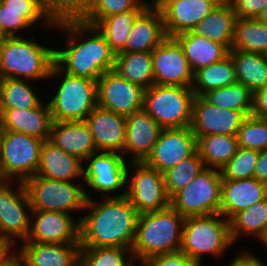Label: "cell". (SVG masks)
<instances>
[{
	"instance_id": "1",
	"label": "cell",
	"mask_w": 267,
	"mask_h": 266,
	"mask_svg": "<svg viewBox=\"0 0 267 266\" xmlns=\"http://www.w3.org/2000/svg\"><path fill=\"white\" fill-rule=\"evenodd\" d=\"M126 192L103 196L100 203L91 197L87 199L85 209H91L90 213L79 218L81 247L132 249L139 213L126 197Z\"/></svg>"
},
{
	"instance_id": "2",
	"label": "cell",
	"mask_w": 267,
	"mask_h": 266,
	"mask_svg": "<svg viewBox=\"0 0 267 266\" xmlns=\"http://www.w3.org/2000/svg\"><path fill=\"white\" fill-rule=\"evenodd\" d=\"M55 25L64 29L68 38L65 50L55 49V64L63 72L97 81L106 71L114 70L115 53L96 26L79 19L59 20ZM88 32L92 37L82 41Z\"/></svg>"
},
{
	"instance_id": "3",
	"label": "cell",
	"mask_w": 267,
	"mask_h": 266,
	"mask_svg": "<svg viewBox=\"0 0 267 266\" xmlns=\"http://www.w3.org/2000/svg\"><path fill=\"white\" fill-rule=\"evenodd\" d=\"M185 218L171 206L139 214L132 247L133 258L141 260L180 251Z\"/></svg>"
},
{
	"instance_id": "4",
	"label": "cell",
	"mask_w": 267,
	"mask_h": 266,
	"mask_svg": "<svg viewBox=\"0 0 267 266\" xmlns=\"http://www.w3.org/2000/svg\"><path fill=\"white\" fill-rule=\"evenodd\" d=\"M55 49L21 36L0 41V78L38 80L49 78Z\"/></svg>"
},
{
	"instance_id": "5",
	"label": "cell",
	"mask_w": 267,
	"mask_h": 266,
	"mask_svg": "<svg viewBox=\"0 0 267 266\" xmlns=\"http://www.w3.org/2000/svg\"><path fill=\"white\" fill-rule=\"evenodd\" d=\"M220 213L187 217L183 223L180 251L201 266L203 254L222 256L233 244L230 221Z\"/></svg>"
},
{
	"instance_id": "6",
	"label": "cell",
	"mask_w": 267,
	"mask_h": 266,
	"mask_svg": "<svg viewBox=\"0 0 267 266\" xmlns=\"http://www.w3.org/2000/svg\"><path fill=\"white\" fill-rule=\"evenodd\" d=\"M57 75L63 80L48 102L53 121H85L98 105L97 81L69 75L54 64L50 77Z\"/></svg>"
},
{
	"instance_id": "7",
	"label": "cell",
	"mask_w": 267,
	"mask_h": 266,
	"mask_svg": "<svg viewBox=\"0 0 267 266\" xmlns=\"http://www.w3.org/2000/svg\"><path fill=\"white\" fill-rule=\"evenodd\" d=\"M194 97L191 88L154 84L144 90L143 109L163 129L190 127Z\"/></svg>"
},
{
	"instance_id": "8",
	"label": "cell",
	"mask_w": 267,
	"mask_h": 266,
	"mask_svg": "<svg viewBox=\"0 0 267 266\" xmlns=\"http://www.w3.org/2000/svg\"><path fill=\"white\" fill-rule=\"evenodd\" d=\"M44 140L22 132L1 130L0 175L4 181L25 182L34 176L39 166ZM12 177V178H11ZM11 178V179H10Z\"/></svg>"
},
{
	"instance_id": "9",
	"label": "cell",
	"mask_w": 267,
	"mask_h": 266,
	"mask_svg": "<svg viewBox=\"0 0 267 266\" xmlns=\"http://www.w3.org/2000/svg\"><path fill=\"white\" fill-rule=\"evenodd\" d=\"M221 192V171L206 167L170 198V206L184 218L220 213Z\"/></svg>"
},
{
	"instance_id": "10",
	"label": "cell",
	"mask_w": 267,
	"mask_h": 266,
	"mask_svg": "<svg viewBox=\"0 0 267 266\" xmlns=\"http://www.w3.org/2000/svg\"><path fill=\"white\" fill-rule=\"evenodd\" d=\"M31 209L61 211L68 214L85 209L89 195L80 185L34 175L25 182Z\"/></svg>"
},
{
	"instance_id": "11",
	"label": "cell",
	"mask_w": 267,
	"mask_h": 266,
	"mask_svg": "<svg viewBox=\"0 0 267 266\" xmlns=\"http://www.w3.org/2000/svg\"><path fill=\"white\" fill-rule=\"evenodd\" d=\"M135 169L126 197L139 214L160 211L170 206L165 189L164 173L151 168L144 162H130Z\"/></svg>"
},
{
	"instance_id": "12",
	"label": "cell",
	"mask_w": 267,
	"mask_h": 266,
	"mask_svg": "<svg viewBox=\"0 0 267 266\" xmlns=\"http://www.w3.org/2000/svg\"><path fill=\"white\" fill-rule=\"evenodd\" d=\"M152 66L155 84L187 88L193 85L194 72L175 37L167 36L152 50Z\"/></svg>"
},
{
	"instance_id": "13",
	"label": "cell",
	"mask_w": 267,
	"mask_h": 266,
	"mask_svg": "<svg viewBox=\"0 0 267 266\" xmlns=\"http://www.w3.org/2000/svg\"><path fill=\"white\" fill-rule=\"evenodd\" d=\"M12 182L3 181L0 185V232L13 243L15 238L24 242L31 221L26 209H32L24 182L18 181L16 192L9 188Z\"/></svg>"
},
{
	"instance_id": "14",
	"label": "cell",
	"mask_w": 267,
	"mask_h": 266,
	"mask_svg": "<svg viewBox=\"0 0 267 266\" xmlns=\"http://www.w3.org/2000/svg\"><path fill=\"white\" fill-rule=\"evenodd\" d=\"M144 90L116 71H106L97 80L98 106L127 117L143 109Z\"/></svg>"
},
{
	"instance_id": "15",
	"label": "cell",
	"mask_w": 267,
	"mask_h": 266,
	"mask_svg": "<svg viewBox=\"0 0 267 266\" xmlns=\"http://www.w3.org/2000/svg\"><path fill=\"white\" fill-rule=\"evenodd\" d=\"M196 152L197 138L191 127L165 128L144 163L164 173Z\"/></svg>"
},
{
	"instance_id": "16",
	"label": "cell",
	"mask_w": 267,
	"mask_h": 266,
	"mask_svg": "<svg viewBox=\"0 0 267 266\" xmlns=\"http://www.w3.org/2000/svg\"><path fill=\"white\" fill-rule=\"evenodd\" d=\"M122 154L117 152H97L85 159L83 179L96 192L105 195L116 192L125 186L129 167Z\"/></svg>"
},
{
	"instance_id": "17",
	"label": "cell",
	"mask_w": 267,
	"mask_h": 266,
	"mask_svg": "<svg viewBox=\"0 0 267 266\" xmlns=\"http://www.w3.org/2000/svg\"><path fill=\"white\" fill-rule=\"evenodd\" d=\"M29 234L24 242L80 243V220L61 211L32 210Z\"/></svg>"
},
{
	"instance_id": "18",
	"label": "cell",
	"mask_w": 267,
	"mask_h": 266,
	"mask_svg": "<svg viewBox=\"0 0 267 266\" xmlns=\"http://www.w3.org/2000/svg\"><path fill=\"white\" fill-rule=\"evenodd\" d=\"M245 118L241 111L221 109L195 95L190 127L196 138L212 134L237 135Z\"/></svg>"
},
{
	"instance_id": "19",
	"label": "cell",
	"mask_w": 267,
	"mask_h": 266,
	"mask_svg": "<svg viewBox=\"0 0 267 266\" xmlns=\"http://www.w3.org/2000/svg\"><path fill=\"white\" fill-rule=\"evenodd\" d=\"M161 11L166 35L191 31L220 2L218 0H154Z\"/></svg>"
},
{
	"instance_id": "20",
	"label": "cell",
	"mask_w": 267,
	"mask_h": 266,
	"mask_svg": "<svg viewBox=\"0 0 267 266\" xmlns=\"http://www.w3.org/2000/svg\"><path fill=\"white\" fill-rule=\"evenodd\" d=\"M98 152L123 155L126 141V117L96 106L86 117Z\"/></svg>"
},
{
	"instance_id": "21",
	"label": "cell",
	"mask_w": 267,
	"mask_h": 266,
	"mask_svg": "<svg viewBox=\"0 0 267 266\" xmlns=\"http://www.w3.org/2000/svg\"><path fill=\"white\" fill-rule=\"evenodd\" d=\"M163 128L141 109L126 117L125 153L134 154L131 162H144L151 154Z\"/></svg>"
},
{
	"instance_id": "22",
	"label": "cell",
	"mask_w": 267,
	"mask_h": 266,
	"mask_svg": "<svg viewBox=\"0 0 267 266\" xmlns=\"http://www.w3.org/2000/svg\"><path fill=\"white\" fill-rule=\"evenodd\" d=\"M46 103V105L41 103L38 107L30 109L0 110L1 130L22 132L44 141L49 140L53 119L48 101Z\"/></svg>"
},
{
	"instance_id": "23",
	"label": "cell",
	"mask_w": 267,
	"mask_h": 266,
	"mask_svg": "<svg viewBox=\"0 0 267 266\" xmlns=\"http://www.w3.org/2000/svg\"><path fill=\"white\" fill-rule=\"evenodd\" d=\"M0 19L10 37L18 36L16 31L30 28L40 19L49 27L55 26L43 0H0Z\"/></svg>"
},
{
	"instance_id": "24",
	"label": "cell",
	"mask_w": 267,
	"mask_h": 266,
	"mask_svg": "<svg viewBox=\"0 0 267 266\" xmlns=\"http://www.w3.org/2000/svg\"><path fill=\"white\" fill-rule=\"evenodd\" d=\"M267 197V184L256 178L222 180L220 214L229 221Z\"/></svg>"
},
{
	"instance_id": "25",
	"label": "cell",
	"mask_w": 267,
	"mask_h": 266,
	"mask_svg": "<svg viewBox=\"0 0 267 266\" xmlns=\"http://www.w3.org/2000/svg\"><path fill=\"white\" fill-rule=\"evenodd\" d=\"M167 37L160 9L152 2L135 20L121 52H150Z\"/></svg>"
},
{
	"instance_id": "26",
	"label": "cell",
	"mask_w": 267,
	"mask_h": 266,
	"mask_svg": "<svg viewBox=\"0 0 267 266\" xmlns=\"http://www.w3.org/2000/svg\"><path fill=\"white\" fill-rule=\"evenodd\" d=\"M49 141L82 161L98 152L85 121H53Z\"/></svg>"
},
{
	"instance_id": "27",
	"label": "cell",
	"mask_w": 267,
	"mask_h": 266,
	"mask_svg": "<svg viewBox=\"0 0 267 266\" xmlns=\"http://www.w3.org/2000/svg\"><path fill=\"white\" fill-rule=\"evenodd\" d=\"M83 167L80 158L64 152L49 140H45L41 147L36 175L57 181L72 182L73 178L83 177Z\"/></svg>"
},
{
	"instance_id": "28",
	"label": "cell",
	"mask_w": 267,
	"mask_h": 266,
	"mask_svg": "<svg viewBox=\"0 0 267 266\" xmlns=\"http://www.w3.org/2000/svg\"><path fill=\"white\" fill-rule=\"evenodd\" d=\"M20 251L28 266H79L80 243L56 244L24 242Z\"/></svg>"
},
{
	"instance_id": "29",
	"label": "cell",
	"mask_w": 267,
	"mask_h": 266,
	"mask_svg": "<svg viewBox=\"0 0 267 266\" xmlns=\"http://www.w3.org/2000/svg\"><path fill=\"white\" fill-rule=\"evenodd\" d=\"M175 38L181 44L193 72L221 61L229 54V50L223 44L196 35L192 31L180 33Z\"/></svg>"
},
{
	"instance_id": "30",
	"label": "cell",
	"mask_w": 267,
	"mask_h": 266,
	"mask_svg": "<svg viewBox=\"0 0 267 266\" xmlns=\"http://www.w3.org/2000/svg\"><path fill=\"white\" fill-rule=\"evenodd\" d=\"M236 14L230 3H219L191 31L231 49Z\"/></svg>"
},
{
	"instance_id": "31",
	"label": "cell",
	"mask_w": 267,
	"mask_h": 266,
	"mask_svg": "<svg viewBox=\"0 0 267 266\" xmlns=\"http://www.w3.org/2000/svg\"><path fill=\"white\" fill-rule=\"evenodd\" d=\"M114 71L124 79L141 86L143 89H148L155 84L152 51L120 52L115 54Z\"/></svg>"
},
{
	"instance_id": "32",
	"label": "cell",
	"mask_w": 267,
	"mask_h": 266,
	"mask_svg": "<svg viewBox=\"0 0 267 266\" xmlns=\"http://www.w3.org/2000/svg\"><path fill=\"white\" fill-rule=\"evenodd\" d=\"M237 135L212 134L197 137V152L205 167L221 170L238 150Z\"/></svg>"
},
{
	"instance_id": "33",
	"label": "cell",
	"mask_w": 267,
	"mask_h": 266,
	"mask_svg": "<svg viewBox=\"0 0 267 266\" xmlns=\"http://www.w3.org/2000/svg\"><path fill=\"white\" fill-rule=\"evenodd\" d=\"M193 81L191 89L196 96L237 83L235 64L230 54L221 61L199 68L194 72Z\"/></svg>"
},
{
	"instance_id": "34",
	"label": "cell",
	"mask_w": 267,
	"mask_h": 266,
	"mask_svg": "<svg viewBox=\"0 0 267 266\" xmlns=\"http://www.w3.org/2000/svg\"><path fill=\"white\" fill-rule=\"evenodd\" d=\"M236 69L237 81L252 93L267 85V62L264 54L230 49Z\"/></svg>"
},
{
	"instance_id": "35",
	"label": "cell",
	"mask_w": 267,
	"mask_h": 266,
	"mask_svg": "<svg viewBox=\"0 0 267 266\" xmlns=\"http://www.w3.org/2000/svg\"><path fill=\"white\" fill-rule=\"evenodd\" d=\"M241 234L255 236L262 241L267 235V197L237 213L230 220L232 243ZM238 236V237H237Z\"/></svg>"
},
{
	"instance_id": "36",
	"label": "cell",
	"mask_w": 267,
	"mask_h": 266,
	"mask_svg": "<svg viewBox=\"0 0 267 266\" xmlns=\"http://www.w3.org/2000/svg\"><path fill=\"white\" fill-rule=\"evenodd\" d=\"M231 49L264 54L267 51V25L257 18H236Z\"/></svg>"
},
{
	"instance_id": "37",
	"label": "cell",
	"mask_w": 267,
	"mask_h": 266,
	"mask_svg": "<svg viewBox=\"0 0 267 266\" xmlns=\"http://www.w3.org/2000/svg\"><path fill=\"white\" fill-rule=\"evenodd\" d=\"M143 11L132 10L110 17H104L95 25L104 35L111 50L115 54L120 53L125 48L133 24Z\"/></svg>"
},
{
	"instance_id": "38",
	"label": "cell",
	"mask_w": 267,
	"mask_h": 266,
	"mask_svg": "<svg viewBox=\"0 0 267 266\" xmlns=\"http://www.w3.org/2000/svg\"><path fill=\"white\" fill-rule=\"evenodd\" d=\"M28 82L17 78H0V110L38 107L42 102Z\"/></svg>"
},
{
	"instance_id": "39",
	"label": "cell",
	"mask_w": 267,
	"mask_h": 266,
	"mask_svg": "<svg viewBox=\"0 0 267 266\" xmlns=\"http://www.w3.org/2000/svg\"><path fill=\"white\" fill-rule=\"evenodd\" d=\"M202 97L221 109L241 111L246 117L251 115L252 92L242 83L210 90Z\"/></svg>"
},
{
	"instance_id": "40",
	"label": "cell",
	"mask_w": 267,
	"mask_h": 266,
	"mask_svg": "<svg viewBox=\"0 0 267 266\" xmlns=\"http://www.w3.org/2000/svg\"><path fill=\"white\" fill-rule=\"evenodd\" d=\"M203 160L198 152L182 160L176 166L164 172L165 189L169 198L189 185L195 177L205 169Z\"/></svg>"
},
{
	"instance_id": "41",
	"label": "cell",
	"mask_w": 267,
	"mask_h": 266,
	"mask_svg": "<svg viewBox=\"0 0 267 266\" xmlns=\"http://www.w3.org/2000/svg\"><path fill=\"white\" fill-rule=\"evenodd\" d=\"M150 4L151 2L145 3L144 0H91L88 9L78 19L95 26L104 17L145 10Z\"/></svg>"
},
{
	"instance_id": "42",
	"label": "cell",
	"mask_w": 267,
	"mask_h": 266,
	"mask_svg": "<svg viewBox=\"0 0 267 266\" xmlns=\"http://www.w3.org/2000/svg\"><path fill=\"white\" fill-rule=\"evenodd\" d=\"M132 250L121 247H80L79 266H134L127 262L126 255Z\"/></svg>"
},
{
	"instance_id": "43",
	"label": "cell",
	"mask_w": 267,
	"mask_h": 266,
	"mask_svg": "<svg viewBox=\"0 0 267 266\" xmlns=\"http://www.w3.org/2000/svg\"><path fill=\"white\" fill-rule=\"evenodd\" d=\"M239 147L262 151L267 149V118L247 116L237 133Z\"/></svg>"
},
{
	"instance_id": "44",
	"label": "cell",
	"mask_w": 267,
	"mask_h": 266,
	"mask_svg": "<svg viewBox=\"0 0 267 266\" xmlns=\"http://www.w3.org/2000/svg\"><path fill=\"white\" fill-rule=\"evenodd\" d=\"M258 150L238 147L235 155L220 170L222 180H243L254 178V170L259 157Z\"/></svg>"
},
{
	"instance_id": "45",
	"label": "cell",
	"mask_w": 267,
	"mask_h": 266,
	"mask_svg": "<svg viewBox=\"0 0 267 266\" xmlns=\"http://www.w3.org/2000/svg\"><path fill=\"white\" fill-rule=\"evenodd\" d=\"M47 13L54 21L78 19L89 7L91 0H43Z\"/></svg>"
},
{
	"instance_id": "46",
	"label": "cell",
	"mask_w": 267,
	"mask_h": 266,
	"mask_svg": "<svg viewBox=\"0 0 267 266\" xmlns=\"http://www.w3.org/2000/svg\"><path fill=\"white\" fill-rule=\"evenodd\" d=\"M140 263L141 266H199L182 251L151 256Z\"/></svg>"
},
{
	"instance_id": "47",
	"label": "cell",
	"mask_w": 267,
	"mask_h": 266,
	"mask_svg": "<svg viewBox=\"0 0 267 266\" xmlns=\"http://www.w3.org/2000/svg\"><path fill=\"white\" fill-rule=\"evenodd\" d=\"M236 17L257 18L267 5V0H232L230 2Z\"/></svg>"
},
{
	"instance_id": "48",
	"label": "cell",
	"mask_w": 267,
	"mask_h": 266,
	"mask_svg": "<svg viewBox=\"0 0 267 266\" xmlns=\"http://www.w3.org/2000/svg\"><path fill=\"white\" fill-rule=\"evenodd\" d=\"M251 115L267 118V85L252 93Z\"/></svg>"
},
{
	"instance_id": "49",
	"label": "cell",
	"mask_w": 267,
	"mask_h": 266,
	"mask_svg": "<svg viewBox=\"0 0 267 266\" xmlns=\"http://www.w3.org/2000/svg\"><path fill=\"white\" fill-rule=\"evenodd\" d=\"M229 266H267L265 265L258 256L250 254L249 252H243L237 255L235 259L230 263Z\"/></svg>"
},
{
	"instance_id": "50",
	"label": "cell",
	"mask_w": 267,
	"mask_h": 266,
	"mask_svg": "<svg viewBox=\"0 0 267 266\" xmlns=\"http://www.w3.org/2000/svg\"><path fill=\"white\" fill-rule=\"evenodd\" d=\"M254 178L267 184V149L259 152L254 170Z\"/></svg>"
},
{
	"instance_id": "51",
	"label": "cell",
	"mask_w": 267,
	"mask_h": 266,
	"mask_svg": "<svg viewBox=\"0 0 267 266\" xmlns=\"http://www.w3.org/2000/svg\"><path fill=\"white\" fill-rule=\"evenodd\" d=\"M0 266H28L25 256L21 251L17 253H9L0 261Z\"/></svg>"
},
{
	"instance_id": "52",
	"label": "cell",
	"mask_w": 267,
	"mask_h": 266,
	"mask_svg": "<svg viewBox=\"0 0 267 266\" xmlns=\"http://www.w3.org/2000/svg\"><path fill=\"white\" fill-rule=\"evenodd\" d=\"M11 245L13 243L0 232V261L11 252Z\"/></svg>"
},
{
	"instance_id": "53",
	"label": "cell",
	"mask_w": 267,
	"mask_h": 266,
	"mask_svg": "<svg viewBox=\"0 0 267 266\" xmlns=\"http://www.w3.org/2000/svg\"><path fill=\"white\" fill-rule=\"evenodd\" d=\"M257 19L267 25V5L266 7L262 10L261 14L257 17Z\"/></svg>"
},
{
	"instance_id": "54",
	"label": "cell",
	"mask_w": 267,
	"mask_h": 266,
	"mask_svg": "<svg viewBox=\"0 0 267 266\" xmlns=\"http://www.w3.org/2000/svg\"><path fill=\"white\" fill-rule=\"evenodd\" d=\"M7 37H10V36L4 31V27L0 19V41H2L4 38H7Z\"/></svg>"
},
{
	"instance_id": "55",
	"label": "cell",
	"mask_w": 267,
	"mask_h": 266,
	"mask_svg": "<svg viewBox=\"0 0 267 266\" xmlns=\"http://www.w3.org/2000/svg\"><path fill=\"white\" fill-rule=\"evenodd\" d=\"M220 3H230L232 0H218Z\"/></svg>"
},
{
	"instance_id": "56",
	"label": "cell",
	"mask_w": 267,
	"mask_h": 266,
	"mask_svg": "<svg viewBox=\"0 0 267 266\" xmlns=\"http://www.w3.org/2000/svg\"><path fill=\"white\" fill-rule=\"evenodd\" d=\"M262 242H263L264 245L267 247V235H266V237L262 240Z\"/></svg>"
},
{
	"instance_id": "57",
	"label": "cell",
	"mask_w": 267,
	"mask_h": 266,
	"mask_svg": "<svg viewBox=\"0 0 267 266\" xmlns=\"http://www.w3.org/2000/svg\"><path fill=\"white\" fill-rule=\"evenodd\" d=\"M265 60L267 62V51L264 53Z\"/></svg>"
},
{
	"instance_id": "58",
	"label": "cell",
	"mask_w": 267,
	"mask_h": 266,
	"mask_svg": "<svg viewBox=\"0 0 267 266\" xmlns=\"http://www.w3.org/2000/svg\"><path fill=\"white\" fill-rule=\"evenodd\" d=\"M4 180L2 179L1 175H0V185Z\"/></svg>"
}]
</instances>
